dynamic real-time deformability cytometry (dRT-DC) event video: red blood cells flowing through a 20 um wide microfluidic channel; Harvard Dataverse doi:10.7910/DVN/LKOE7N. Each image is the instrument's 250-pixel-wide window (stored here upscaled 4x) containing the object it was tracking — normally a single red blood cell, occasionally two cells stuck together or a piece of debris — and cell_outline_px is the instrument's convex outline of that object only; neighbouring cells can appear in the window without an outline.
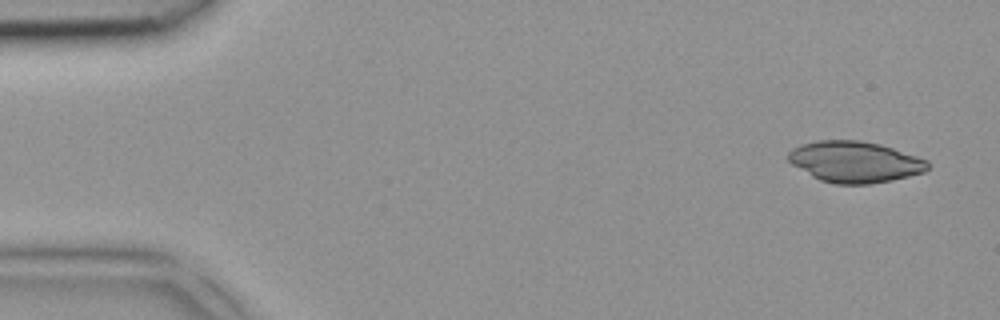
{"species": "common noctule bat (a hibernating species)", "species_latin": "Nyctalus noctula", "temperature_condition": "room temperature", "stored_images_in_passage": 4, "camera_frame_rate_fps": 3000, "um_per_image_px": 0.085, "animal": {"sex": "female", "body_mass_g": 18.4}, "frame": {"image": 1, "passage_image": 1, "time_ms": 0.0, "image_size_px": [1000, 320], "cell_outline_px": [[928, 168], [924, 172], [892, 180], [868, 184], [836, 184], [820, 180], [812, 176], [792, 164], [788, 160], [788, 152], [792, 148], [800, 144], [816, 140], [860, 140], [880, 144], [928, 160]], "centroid_in_image_um": [72.63, 13.75], "position_along_channel_um": 12.4, "area_um2": 33.35}}